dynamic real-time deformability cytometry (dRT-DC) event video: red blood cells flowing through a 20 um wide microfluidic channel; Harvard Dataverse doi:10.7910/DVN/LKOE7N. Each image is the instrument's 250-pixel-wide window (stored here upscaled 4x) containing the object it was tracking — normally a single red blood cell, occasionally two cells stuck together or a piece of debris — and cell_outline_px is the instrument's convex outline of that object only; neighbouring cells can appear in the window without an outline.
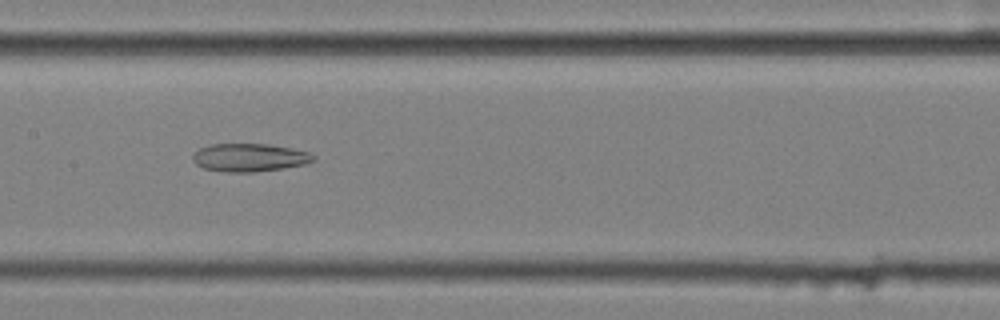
{"species": "common noctule bat (a hibernating species)", "species_latin": "Nyctalus noctula", "temperature_condition": "cold", "stored_images_in_passage": 46, "camera_frame_rate_fps": 3000, "um_per_image_px": 0.085, "animal": {"sex": "female", "body_mass_g": 25.1}, "frame": {"image": 1, "passage_image": 18, "time_ms": 5.667, "image_size_px": [1000, 320], "cell_outline_px": [[316, 160], [308, 164], [284, 168], [252, 172], [224, 172], [204, 168], [196, 164], [192, 160], [192, 156], [200, 148], [212, 144], [268, 144], [292, 148], [308, 152], [316, 156]], "centroid_in_image_um": [21.25, 13.39], "position_along_channel_um": 186.2, "area_um2": 19.83}}
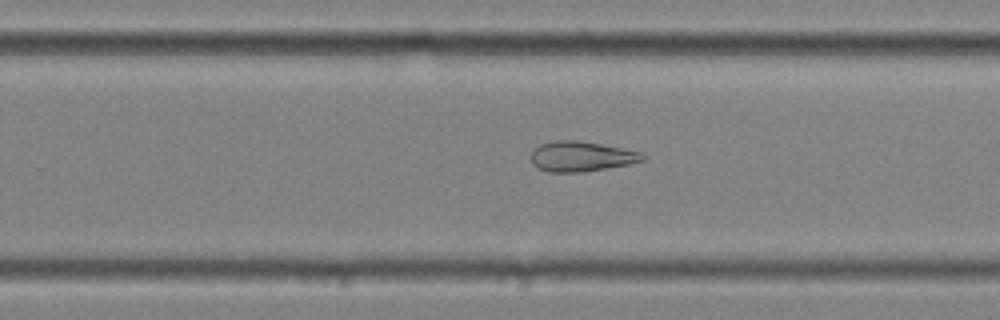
{"frame": {"image": 2, "passage_image": 26, "time_ms": 8.333, "image_size_px": [1000, 320], "cell_outline_px": [[644, 160], [628, 164], [584, 172], [548, 172], [532, 164], [532, 148], [540, 144], [552, 140], [576, 140], [600, 144], [644, 152]], "centroid_in_image_um": [49.39, 13.29], "position_along_channel_um": 280.4, "area_um2": 19.59}}
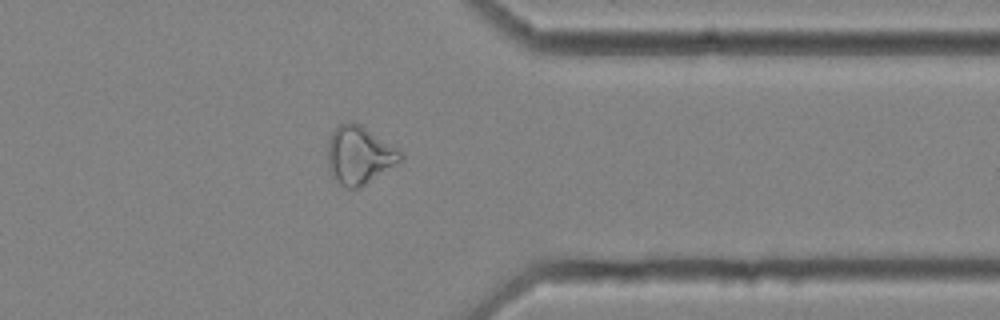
{"frame": {"image": 3, "passage_image": 35, "time_ms": 11.333, "image_size_px": [1000, 320], "cell_outline_px": [[404, 156], [400, 160], [364, 184], [356, 188], [344, 188], [332, 176], [328, 168], [328, 140], [332, 132], [340, 124], [348, 120], [360, 124], [400, 148]], "centroid_in_image_um": [30.52, 13.14], "position_along_channel_um": 380.9, "area_um2": 24.45}, "authors_computed_cell_mechanics": {"area_um2": 24.3338, "velocity_mm_per_s": 3.5428, "shape_relaxation_time_tau1_ms": null, "shape_relaxation_time_tau2_ms": 8.4483, "deformation_change_tau1": null, "deformation_change_tau2": 0.2225}}